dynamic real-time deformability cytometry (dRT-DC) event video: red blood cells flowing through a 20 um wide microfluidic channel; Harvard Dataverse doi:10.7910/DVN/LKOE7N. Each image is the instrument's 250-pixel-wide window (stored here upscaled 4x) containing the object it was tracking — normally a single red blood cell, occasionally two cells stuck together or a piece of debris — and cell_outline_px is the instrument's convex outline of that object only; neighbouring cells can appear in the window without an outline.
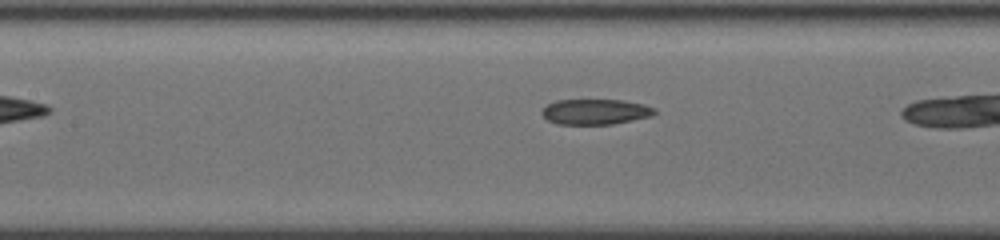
{"species": "common noctule bat (a hibernating species)", "species_latin": "Nyctalus noctula", "temperature_condition": "cold", "stored_images_in_passage": 7, "camera_frame_rate_fps": 3000, "um_per_image_px": 0.085, "animal": {"sex": "female", "body_mass_g": 19.5, "forearm_length_mm": 54.1}, "frame": {"image": 1, "passage_image": 5, "time_ms": 1.333, "image_size_px": [1000, 240], "cell_outline_px": [[656, 112], [652, 116], [612, 124], [556, 124], [548, 120], [540, 112], [548, 104], [556, 100], [620, 100], [644, 104], [656, 108]], "centroid_in_image_um": [50.61, 9.5], "position_along_channel_um": 156.8, "area_um2": 16.65}}